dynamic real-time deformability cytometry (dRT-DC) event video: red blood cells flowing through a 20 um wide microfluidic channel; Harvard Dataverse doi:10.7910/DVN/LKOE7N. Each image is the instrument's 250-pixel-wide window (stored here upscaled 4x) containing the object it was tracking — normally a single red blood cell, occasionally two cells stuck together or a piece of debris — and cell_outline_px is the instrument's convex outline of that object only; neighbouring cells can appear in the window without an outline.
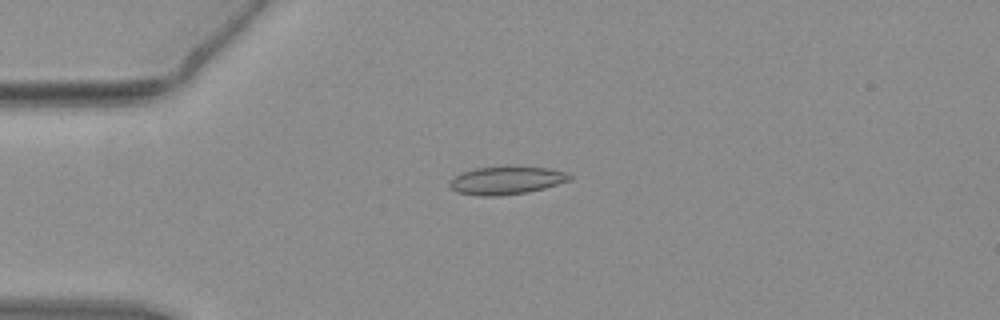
{"species": "common noctule bat (a hibernating species)", "species_latin": "Nyctalus noctula", "temperature_condition": "warm", "stored_images_in_passage": 45, "camera_frame_rate_fps": 3000, "um_per_image_px": 0.085, "animal": {"sex": "female", "body_mass_g": 19.3, "forearm_length_mm": 54.1}, "frame": {"image": 1, "passage_image": 4, "time_ms": 1.0, "image_size_px": [1000, 320], "cell_outline_px": [[572, 180], [544, 188], [528, 192], [496, 196], [476, 196], [456, 192], [448, 184], [456, 176], [464, 172], [476, 168], [504, 164], [512, 164], [548, 168], [564, 172], [572, 176]], "centroid_in_image_um": [43.07, 15.3], "position_along_channel_um": 41.9, "area_um2": 20.11}}
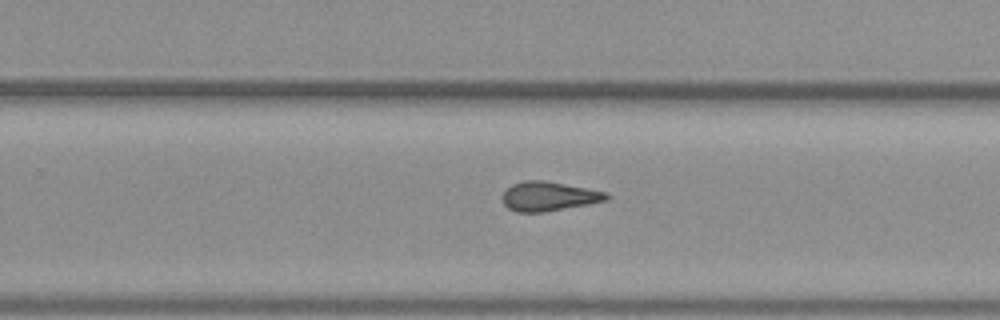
{"frame": {"image": 2, "passage_image": 25, "time_ms": 8.0, "image_size_px": [1000, 320], "cell_outline_px": [[612, 196], [608, 200], [588, 204], [544, 212], [516, 212], [508, 208], [504, 204], [504, 192], [512, 184], [524, 180], [544, 180], [608, 192]], "centroid_in_image_um": [46.69, 16.68], "position_along_channel_um": 283.1, "area_um2": 17.74}}
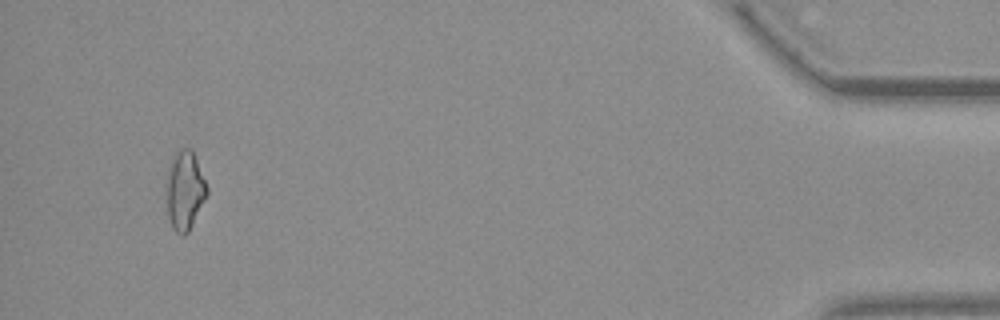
{"frame": {"image": 3, "passage_image": 42, "time_ms": 13.667, "image_size_px": [1000, 320], "cell_outline_px": [[208, 192], [188, 232], [184, 236], [176, 232], [172, 228], [168, 216], [168, 172], [176, 152], [180, 148], [192, 148], [208, 188]], "centroid_in_image_um": [15.73, 16.19], "position_along_channel_um": 419.5, "area_um2": 18.03}, "authors_computed_cell_mechanics": {"area_um2": 17.9758, "velocity_mm_per_s": 3.7782, "shape_relaxation_time_tau1_ms": null, "shape_relaxation_time_tau2_ms": 2.7471, "deformation_change_tau1": null, "deformation_change_tau2": 0.099}}